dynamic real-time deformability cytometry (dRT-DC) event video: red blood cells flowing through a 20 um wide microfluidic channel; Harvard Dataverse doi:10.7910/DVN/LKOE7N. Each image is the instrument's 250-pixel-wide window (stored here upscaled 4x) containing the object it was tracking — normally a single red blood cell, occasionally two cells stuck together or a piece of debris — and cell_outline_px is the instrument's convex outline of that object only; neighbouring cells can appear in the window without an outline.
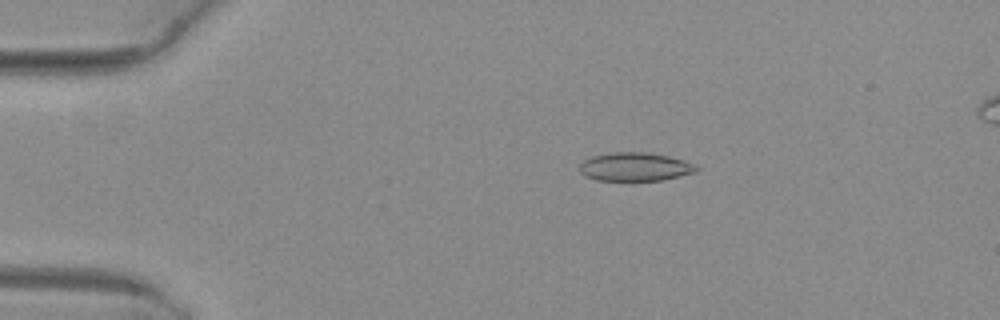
{"species": "common noctule bat (a hibernating species)", "species_latin": "Nyctalus noctula", "temperature_condition": "warm", "stored_images_in_passage": 52, "camera_frame_rate_fps": 3000, "um_per_image_px": 0.085, "animal": {"sex": "female", "body_mass_g": 29.2, "forearm_length_mm": 56.3}, "frame": {"image": 1, "passage_image": 11, "time_ms": 3.333, "image_size_px": [1000, 320], "cell_outline_px": [[700, 168], [696, 172], [660, 180], [596, 180], [584, 176], [580, 172], [580, 164], [584, 160], [592, 156], [608, 152], [648, 152], [668, 156], [684, 160], [696, 164]], "centroid_in_image_um": [53.97, 14.16], "position_along_channel_um": 31.0, "area_um2": 19.48}}
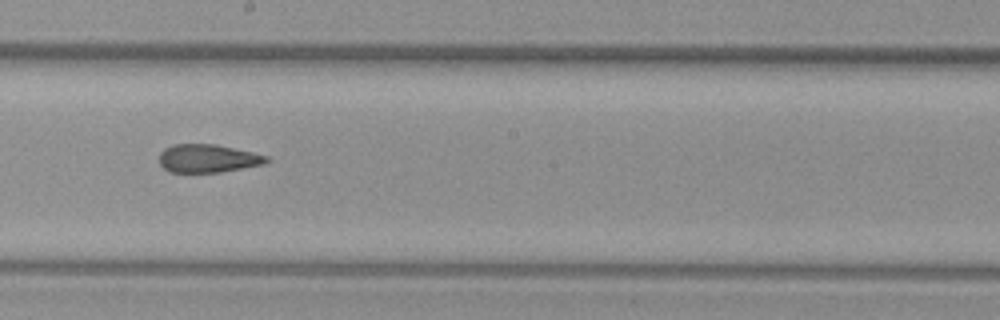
{"frame": {"image": 2, "passage_image": 30, "time_ms": 9.667, "image_size_px": [1000, 320], "cell_outline_px": [[272, 160], [264, 164], [220, 172], [168, 172], [160, 164], [160, 152], [164, 148], [172, 144], [216, 144], [252, 152], [268, 156]], "centroid_in_image_um": [17.67, 13.46], "position_along_channel_um": 230.5, "area_um2": 17.69}}
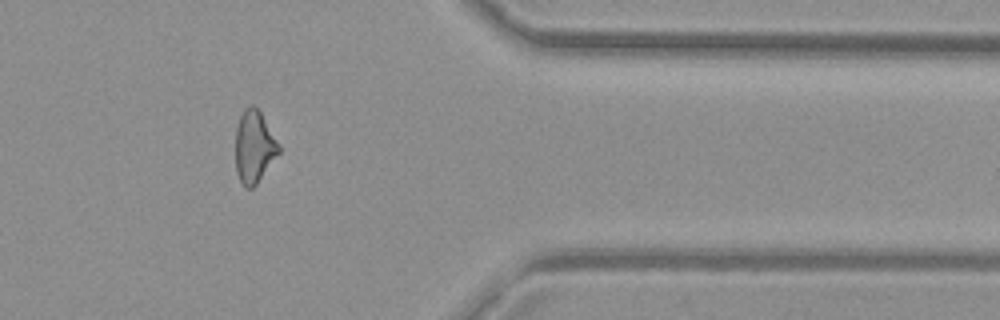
{"frame": {"image": 3, "passage_image": 43, "time_ms": 14.0, "image_size_px": [1000, 320], "cell_outline_px": [[280, 152], [256, 184], [252, 188], [244, 188], [236, 172], [236, 128], [240, 116], [244, 108], [248, 104], [252, 104], [260, 112], [280, 144]], "centroid_in_image_um": [21.6, 12.47], "position_along_channel_um": 389.8, "area_um2": 18.21}, "authors_computed_cell_mechanics": {"area_um2": 19.1607, "velocity_mm_per_s": 4.1008, "shape_relaxation_time_tau1_ms": null, "shape_relaxation_time_tau2_ms": 2.4463, "deformation_change_tau1": null, "deformation_change_tau2": 0.1053}}